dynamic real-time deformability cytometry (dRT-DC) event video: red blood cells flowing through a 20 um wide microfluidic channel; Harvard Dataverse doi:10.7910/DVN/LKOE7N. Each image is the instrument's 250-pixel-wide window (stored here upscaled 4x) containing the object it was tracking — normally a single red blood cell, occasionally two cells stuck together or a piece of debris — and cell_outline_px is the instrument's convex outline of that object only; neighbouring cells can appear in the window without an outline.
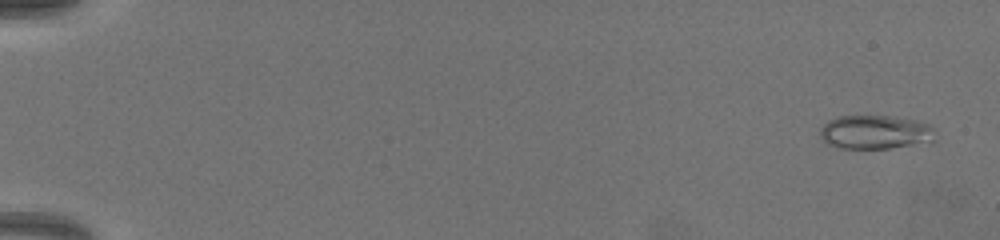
{"species": "common noctule bat (a hibernating species)", "species_latin": "Nyctalus noctula", "temperature_condition": "warm", "stored_images_in_passage": 69, "camera_frame_rate_fps": 3000, "um_per_image_px": 0.085, "animal": {"sex": "female", "body_mass_g": 19.5, "forearm_length_mm": 54.1}, "frame": {"image": 1, "passage_image": 4, "time_ms": 1.0, "image_size_px": [1000, 240], "cell_outline_px": [[936, 132], [932, 140], [892, 148], [840, 148], [828, 144], [820, 136], [820, 128], [828, 120], [836, 116], [892, 116], [916, 120], [928, 124], [936, 128]], "centroid_in_image_um": [74.38, 11.21], "position_along_channel_um": 10.6, "area_um2": 22.66}}
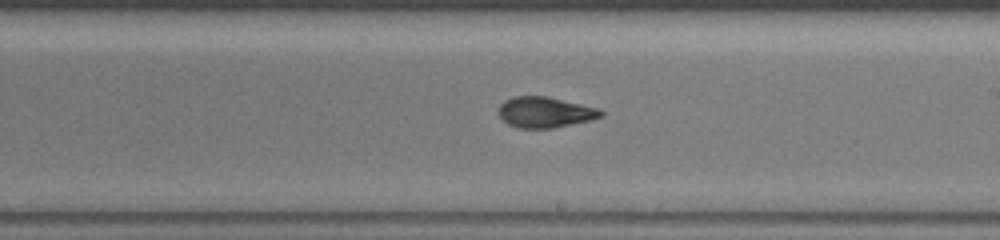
{"frame": {"image": 2, "passage_image": 43, "time_ms": 14.0, "image_size_px": [1000, 240], "cell_outline_px": [[604, 116], [592, 120], [552, 128], [516, 128], [508, 124], [496, 112], [500, 104], [504, 100], [512, 96], [548, 96], [600, 108], [604, 112]], "centroid_in_image_um": [46.34, 9.53], "position_along_channel_um": 242.7, "area_um2": 18.67}}
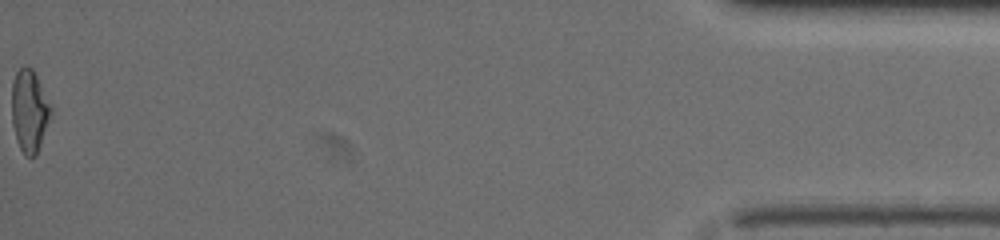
{"frame": {"image": 3, "passage_image": 69, "time_ms": 22.667, "image_size_px": [1000, 240], "cell_outline_px": [[52, 112], [36, 156], [24, 156], [16, 140], [12, 124], [12, 80], [16, 72], [24, 64], [32, 68], [52, 108]], "centroid_in_image_um": [2.48, 9.42], "position_along_channel_um": 432.7, "area_um2": 18.73}}